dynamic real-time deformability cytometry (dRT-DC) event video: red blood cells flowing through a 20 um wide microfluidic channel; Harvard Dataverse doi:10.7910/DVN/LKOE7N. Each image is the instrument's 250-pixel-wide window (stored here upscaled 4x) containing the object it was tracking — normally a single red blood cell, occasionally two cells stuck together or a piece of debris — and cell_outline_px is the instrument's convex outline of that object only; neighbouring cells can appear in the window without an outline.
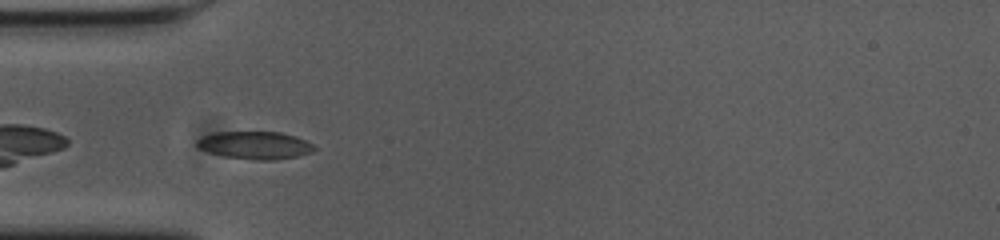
{"species": "common noctule bat (a hibernating species)", "species_latin": "Nyctalus noctula", "temperature_condition": "cold", "stored_images_in_passage": 41, "camera_frame_rate_fps": 3000, "um_per_image_px": 0.085, "animal": {"sex": "female", "body_mass_g": 23.0, "forearm_length_mm": 53.4}, "frame": {"image": 1, "passage_image": 2, "time_ms": 0.333, "image_size_px": [1000, 240], "cell_outline_px": [[316, 148], [312, 152], [296, 156], [276, 160], [256, 160], [224, 156], [208, 152], [200, 148], [196, 144], [196, 140], [204, 136], [216, 132], [280, 132], [296, 136], [312, 144]], "centroid_in_image_um": [21.68, 12.34], "position_along_channel_um": 63.3, "area_um2": 18.79}}
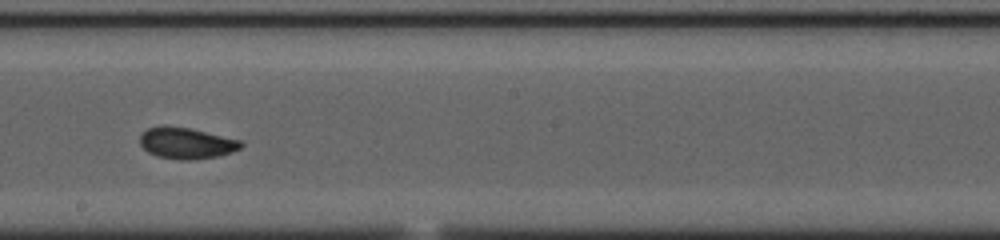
{"frame": {"image": 2, "passage_image": 16, "time_ms": 5.0, "image_size_px": [1000, 240], "cell_outline_px": [[244, 144], [240, 148], [232, 152], [220, 156], [196, 160], [180, 160], [156, 156], [148, 152], [140, 144], [140, 132], [148, 128], [164, 124], [192, 128], [240, 140]], "centroid_in_image_um": [15.82, 12.16], "position_along_channel_um": 232.4, "area_um2": 18.84}}
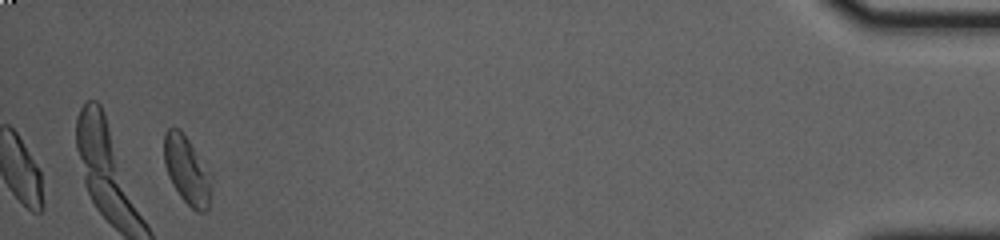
{"frame": {"image": 3, "passage_image": 38, "time_ms": 12.333, "image_size_px": [1000, 240], "cell_outline_px": [[208, 208], [204, 212], [196, 212], [180, 196], [172, 184], [168, 176], [164, 164], [164, 132], [168, 128], [180, 128], [188, 140], [208, 172]], "centroid_in_image_um": [15.8, 14.44], "position_along_channel_um": 419.4, "area_um2": 17.86}, "authors_computed_cell_mechanics": {"area_um2": 18.207, "velocity_mm_per_s": 3.6397, "shape_relaxation_time_tau1_ms": null, "shape_relaxation_time_tau2_ms": 1.5839, "deformation_change_tau1": null, "deformation_change_tau2": 0.0607}}